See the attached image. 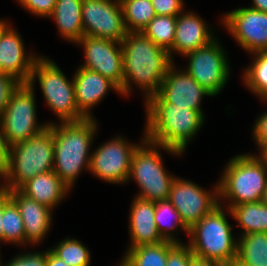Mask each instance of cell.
Segmentation results:
<instances>
[{
    "label": "cell",
    "mask_w": 267,
    "mask_h": 266,
    "mask_svg": "<svg viewBox=\"0 0 267 266\" xmlns=\"http://www.w3.org/2000/svg\"><path fill=\"white\" fill-rule=\"evenodd\" d=\"M35 87L20 84L11 94L10 100L0 117L3 134L9 146L26 141L39 134L52 121L42 124L37 121Z\"/></svg>",
    "instance_id": "9c48e42d"
},
{
    "label": "cell",
    "mask_w": 267,
    "mask_h": 266,
    "mask_svg": "<svg viewBox=\"0 0 267 266\" xmlns=\"http://www.w3.org/2000/svg\"><path fill=\"white\" fill-rule=\"evenodd\" d=\"M175 245L173 242L162 241L126 249L121 262L125 266H167L168 252Z\"/></svg>",
    "instance_id": "cb8c5ba5"
},
{
    "label": "cell",
    "mask_w": 267,
    "mask_h": 266,
    "mask_svg": "<svg viewBox=\"0 0 267 266\" xmlns=\"http://www.w3.org/2000/svg\"><path fill=\"white\" fill-rule=\"evenodd\" d=\"M19 190L27 197L54 211V208L63 202L72 189L54 171H48L28 180Z\"/></svg>",
    "instance_id": "7402d4cb"
},
{
    "label": "cell",
    "mask_w": 267,
    "mask_h": 266,
    "mask_svg": "<svg viewBox=\"0 0 267 266\" xmlns=\"http://www.w3.org/2000/svg\"><path fill=\"white\" fill-rule=\"evenodd\" d=\"M21 83L14 77L0 73V117L10 100L11 94L18 88Z\"/></svg>",
    "instance_id": "d590c367"
},
{
    "label": "cell",
    "mask_w": 267,
    "mask_h": 266,
    "mask_svg": "<svg viewBox=\"0 0 267 266\" xmlns=\"http://www.w3.org/2000/svg\"><path fill=\"white\" fill-rule=\"evenodd\" d=\"M91 151L89 173L111 184H126L131 169L134 151L140 143L128 141L122 135H115Z\"/></svg>",
    "instance_id": "8fae6325"
},
{
    "label": "cell",
    "mask_w": 267,
    "mask_h": 266,
    "mask_svg": "<svg viewBox=\"0 0 267 266\" xmlns=\"http://www.w3.org/2000/svg\"><path fill=\"white\" fill-rule=\"evenodd\" d=\"M252 126V139L258 147L257 154H260L267 147V109L256 118Z\"/></svg>",
    "instance_id": "8d00e7d4"
},
{
    "label": "cell",
    "mask_w": 267,
    "mask_h": 266,
    "mask_svg": "<svg viewBox=\"0 0 267 266\" xmlns=\"http://www.w3.org/2000/svg\"><path fill=\"white\" fill-rule=\"evenodd\" d=\"M47 250L35 252H22L14 256L10 261L1 262V266H46Z\"/></svg>",
    "instance_id": "d6a6232c"
},
{
    "label": "cell",
    "mask_w": 267,
    "mask_h": 266,
    "mask_svg": "<svg viewBox=\"0 0 267 266\" xmlns=\"http://www.w3.org/2000/svg\"><path fill=\"white\" fill-rule=\"evenodd\" d=\"M38 82L42 96L59 122H76L86 119L75 102V86L54 60L41 54L35 60L28 85Z\"/></svg>",
    "instance_id": "ba28073f"
},
{
    "label": "cell",
    "mask_w": 267,
    "mask_h": 266,
    "mask_svg": "<svg viewBox=\"0 0 267 266\" xmlns=\"http://www.w3.org/2000/svg\"><path fill=\"white\" fill-rule=\"evenodd\" d=\"M139 139L141 143L134 151L128 182L138 184L139 193L135 195L148 201L157 202L169 198L171 185L176 175L171 174L163 165L161 149L173 156L183 153L169 147L151 143L146 139L145 131Z\"/></svg>",
    "instance_id": "52a82bcc"
},
{
    "label": "cell",
    "mask_w": 267,
    "mask_h": 266,
    "mask_svg": "<svg viewBox=\"0 0 267 266\" xmlns=\"http://www.w3.org/2000/svg\"><path fill=\"white\" fill-rule=\"evenodd\" d=\"M84 36L122 42L128 31L119 0H83Z\"/></svg>",
    "instance_id": "4fadbf2b"
},
{
    "label": "cell",
    "mask_w": 267,
    "mask_h": 266,
    "mask_svg": "<svg viewBox=\"0 0 267 266\" xmlns=\"http://www.w3.org/2000/svg\"><path fill=\"white\" fill-rule=\"evenodd\" d=\"M156 15L178 16L185 8L183 0H151Z\"/></svg>",
    "instance_id": "74e56055"
},
{
    "label": "cell",
    "mask_w": 267,
    "mask_h": 266,
    "mask_svg": "<svg viewBox=\"0 0 267 266\" xmlns=\"http://www.w3.org/2000/svg\"><path fill=\"white\" fill-rule=\"evenodd\" d=\"M194 259L191 248L186 244H176L169 252L167 266H189Z\"/></svg>",
    "instance_id": "e575fe53"
},
{
    "label": "cell",
    "mask_w": 267,
    "mask_h": 266,
    "mask_svg": "<svg viewBox=\"0 0 267 266\" xmlns=\"http://www.w3.org/2000/svg\"><path fill=\"white\" fill-rule=\"evenodd\" d=\"M229 208L218 205L189 229L188 246L194 257L223 264L237 259L238 239L229 224ZM236 238V239H235Z\"/></svg>",
    "instance_id": "5b68a950"
},
{
    "label": "cell",
    "mask_w": 267,
    "mask_h": 266,
    "mask_svg": "<svg viewBox=\"0 0 267 266\" xmlns=\"http://www.w3.org/2000/svg\"><path fill=\"white\" fill-rule=\"evenodd\" d=\"M128 32H142L156 16L151 0H119Z\"/></svg>",
    "instance_id": "f1b7e54d"
},
{
    "label": "cell",
    "mask_w": 267,
    "mask_h": 266,
    "mask_svg": "<svg viewBox=\"0 0 267 266\" xmlns=\"http://www.w3.org/2000/svg\"><path fill=\"white\" fill-rule=\"evenodd\" d=\"M49 249L68 266H90L91 264L88 246L86 247L76 238L66 237Z\"/></svg>",
    "instance_id": "4dcf8cb0"
},
{
    "label": "cell",
    "mask_w": 267,
    "mask_h": 266,
    "mask_svg": "<svg viewBox=\"0 0 267 266\" xmlns=\"http://www.w3.org/2000/svg\"><path fill=\"white\" fill-rule=\"evenodd\" d=\"M224 266H243V265H241L238 261L235 260L225 264Z\"/></svg>",
    "instance_id": "7dc6e473"
},
{
    "label": "cell",
    "mask_w": 267,
    "mask_h": 266,
    "mask_svg": "<svg viewBox=\"0 0 267 266\" xmlns=\"http://www.w3.org/2000/svg\"><path fill=\"white\" fill-rule=\"evenodd\" d=\"M204 97H214L188 74L183 68L175 66L168 69L157 95L147 103H172L177 106L198 111L205 119L201 103Z\"/></svg>",
    "instance_id": "2e32d148"
},
{
    "label": "cell",
    "mask_w": 267,
    "mask_h": 266,
    "mask_svg": "<svg viewBox=\"0 0 267 266\" xmlns=\"http://www.w3.org/2000/svg\"><path fill=\"white\" fill-rule=\"evenodd\" d=\"M121 44L124 66L121 96H130L136 86L142 91L145 105L157 95L168 69L176 62L172 61L168 50L153 43L142 32H128Z\"/></svg>",
    "instance_id": "6da1fadb"
},
{
    "label": "cell",
    "mask_w": 267,
    "mask_h": 266,
    "mask_svg": "<svg viewBox=\"0 0 267 266\" xmlns=\"http://www.w3.org/2000/svg\"><path fill=\"white\" fill-rule=\"evenodd\" d=\"M237 259L243 266H267V233L238 235Z\"/></svg>",
    "instance_id": "4316f807"
},
{
    "label": "cell",
    "mask_w": 267,
    "mask_h": 266,
    "mask_svg": "<svg viewBox=\"0 0 267 266\" xmlns=\"http://www.w3.org/2000/svg\"><path fill=\"white\" fill-rule=\"evenodd\" d=\"M10 23V21L6 19H0V33L1 31Z\"/></svg>",
    "instance_id": "ee69618b"
},
{
    "label": "cell",
    "mask_w": 267,
    "mask_h": 266,
    "mask_svg": "<svg viewBox=\"0 0 267 266\" xmlns=\"http://www.w3.org/2000/svg\"><path fill=\"white\" fill-rule=\"evenodd\" d=\"M224 265L225 264L218 262V261L204 260V259L194 257V259L192 260L189 266H224Z\"/></svg>",
    "instance_id": "b9f144b4"
},
{
    "label": "cell",
    "mask_w": 267,
    "mask_h": 266,
    "mask_svg": "<svg viewBox=\"0 0 267 266\" xmlns=\"http://www.w3.org/2000/svg\"><path fill=\"white\" fill-rule=\"evenodd\" d=\"M267 163V147L259 154Z\"/></svg>",
    "instance_id": "bcb514c9"
},
{
    "label": "cell",
    "mask_w": 267,
    "mask_h": 266,
    "mask_svg": "<svg viewBox=\"0 0 267 266\" xmlns=\"http://www.w3.org/2000/svg\"><path fill=\"white\" fill-rule=\"evenodd\" d=\"M8 192L22 216L26 241L30 246L42 244L53 226L52 209L27 197L19 189H9Z\"/></svg>",
    "instance_id": "ffe728a7"
},
{
    "label": "cell",
    "mask_w": 267,
    "mask_h": 266,
    "mask_svg": "<svg viewBox=\"0 0 267 266\" xmlns=\"http://www.w3.org/2000/svg\"><path fill=\"white\" fill-rule=\"evenodd\" d=\"M217 38L215 31L194 11L184 10L177 16L173 47L169 50L172 61L174 54L185 56L205 47Z\"/></svg>",
    "instance_id": "ac0fdd59"
},
{
    "label": "cell",
    "mask_w": 267,
    "mask_h": 266,
    "mask_svg": "<svg viewBox=\"0 0 267 266\" xmlns=\"http://www.w3.org/2000/svg\"><path fill=\"white\" fill-rule=\"evenodd\" d=\"M46 266H68L62 259L58 258L49 248L47 249Z\"/></svg>",
    "instance_id": "60d3db41"
},
{
    "label": "cell",
    "mask_w": 267,
    "mask_h": 266,
    "mask_svg": "<svg viewBox=\"0 0 267 266\" xmlns=\"http://www.w3.org/2000/svg\"><path fill=\"white\" fill-rule=\"evenodd\" d=\"M220 23L250 55L267 50V13L239 7L224 13Z\"/></svg>",
    "instance_id": "5bb4252c"
},
{
    "label": "cell",
    "mask_w": 267,
    "mask_h": 266,
    "mask_svg": "<svg viewBox=\"0 0 267 266\" xmlns=\"http://www.w3.org/2000/svg\"><path fill=\"white\" fill-rule=\"evenodd\" d=\"M144 131L151 143L185 153L202 129L205 118L195 110L172 103H146Z\"/></svg>",
    "instance_id": "3957f363"
},
{
    "label": "cell",
    "mask_w": 267,
    "mask_h": 266,
    "mask_svg": "<svg viewBox=\"0 0 267 266\" xmlns=\"http://www.w3.org/2000/svg\"><path fill=\"white\" fill-rule=\"evenodd\" d=\"M168 200L190 229L219 205L218 182L212 189H204L186 178L176 177L171 185Z\"/></svg>",
    "instance_id": "7c38bea8"
},
{
    "label": "cell",
    "mask_w": 267,
    "mask_h": 266,
    "mask_svg": "<svg viewBox=\"0 0 267 266\" xmlns=\"http://www.w3.org/2000/svg\"><path fill=\"white\" fill-rule=\"evenodd\" d=\"M10 195L8 190L0 187V245L3 243V221H2V216H3V211H4V206L10 201Z\"/></svg>",
    "instance_id": "ab89813d"
},
{
    "label": "cell",
    "mask_w": 267,
    "mask_h": 266,
    "mask_svg": "<svg viewBox=\"0 0 267 266\" xmlns=\"http://www.w3.org/2000/svg\"><path fill=\"white\" fill-rule=\"evenodd\" d=\"M155 223L164 241L183 244L181 239H177L179 229L188 236L189 229L185 226L180 214L168 199L155 202Z\"/></svg>",
    "instance_id": "484cf974"
},
{
    "label": "cell",
    "mask_w": 267,
    "mask_h": 266,
    "mask_svg": "<svg viewBox=\"0 0 267 266\" xmlns=\"http://www.w3.org/2000/svg\"><path fill=\"white\" fill-rule=\"evenodd\" d=\"M250 65L244 68L243 84L259 100L267 103V50L252 54Z\"/></svg>",
    "instance_id": "83f0119b"
},
{
    "label": "cell",
    "mask_w": 267,
    "mask_h": 266,
    "mask_svg": "<svg viewBox=\"0 0 267 266\" xmlns=\"http://www.w3.org/2000/svg\"><path fill=\"white\" fill-rule=\"evenodd\" d=\"M54 167L57 176L72 189L84 170L89 171L91 148L99 127L96 117L76 122H51ZM92 145V146H91Z\"/></svg>",
    "instance_id": "7a4b0ae2"
},
{
    "label": "cell",
    "mask_w": 267,
    "mask_h": 266,
    "mask_svg": "<svg viewBox=\"0 0 267 266\" xmlns=\"http://www.w3.org/2000/svg\"><path fill=\"white\" fill-rule=\"evenodd\" d=\"M83 48L84 63L78 67L98 72L109 78L120 90L123 87V52L120 42L83 36L75 46Z\"/></svg>",
    "instance_id": "9a60e30c"
},
{
    "label": "cell",
    "mask_w": 267,
    "mask_h": 266,
    "mask_svg": "<svg viewBox=\"0 0 267 266\" xmlns=\"http://www.w3.org/2000/svg\"><path fill=\"white\" fill-rule=\"evenodd\" d=\"M118 266H125L121 261L119 264H117Z\"/></svg>",
    "instance_id": "c3c4849f"
},
{
    "label": "cell",
    "mask_w": 267,
    "mask_h": 266,
    "mask_svg": "<svg viewBox=\"0 0 267 266\" xmlns=\"http://www.w3.org/2000/svg\"><path fill=\"white\" fill-rule=\"evenodd\" d=\"M251 3L249 8L267 13V0H252Z\"/></svg>",
    "instance_id": "7bdbcfd3"
},
{
    "label": "cell",
    "mask_w": 267,
    "mask_h": 266,
    "mask_svg": "<svg viewBox=\"0 0 267 266\" xmlns=\"http://www.w3.org/2000/svg\"><path fill=\"white\" fill-rule=\"evenodd\" d=\"M3 243L26 246L24 223L16 204L10 200L5 206L2 216Z\"/></svg>",
    "instance_id": "1f68e13d"
},
{
    "label": "cell",
    "mask_w": 267,
    "mask_h": 266,
    "mask_svg": "<svg viewBox=\"0 0 267 266\" xmlns=\"http://www.w3.org/2000/svg\"><path fill=\"white\" fill-rule=\"evenodd\" d=\"M53 167L54 139L49 125L39 134L9 147V162L0 187L19 189L36 175L53 171Z\"/></svg>",
    "instance_id": "8992f818"
},
{
    "label": "cell",
    "mask_w": 267,
    "mask_h": 266,
    "mask_svg": "<svg viewBox=\"0 0 267 266\" xmlns=\"http://www.w3.org/2000/svg\"><path fill=\"white\" fill-rule=\"evenodd\" d=\"M12 26L10 22L0 33V73L27 84L39 54L26 52L22 36Z\"/></svg>",
    "instance_id": "e0dca14e"
},
{
    "label": "cell",
    "mask_w": 267,
    "mask_h": 266,
    "mask_svg": "<svg viewBox=\"0 0 267 266\" xmlns=\"http://www.w3.org/2000/svg\"><path fill=\"white\" fill-rule=\"evenodd\" d=\"M82 2L83 0H57L49 17L54 20L59 36L74 45L84 36Z\"/></svg>",
    "instance_id": "603a6c76"
},
{
    "label": "cell",
    "mask_w": 267,
    "mask_h": 266,
    "mask_svg": "<svg viewBox=\"0 0 267 266\" xmlns=\"http://www.w3.org/2000/svg\"><path fill=\"white\" fill-rule=\"evenodd\" d=\"M224 167L218 180L220 205L230 208L261 201L267 185V163L259 154H238Z\"/></svg>",
    "instance_id": "277c9868"
},
{
    "label": "cell",
    "mask_w": 267,
    "mask_h": 266,
    "mask_svg": "<svg viewBox=\"0 0 267 266\" xmlns=\"http://www.w3.org/2000/svg\"><path fill=\"white\" fill-rule=\"evenodd\" d=\"M261 202L267 206V185H266V187L264 189V193H263Z\"/></svg>",
    "instance_id": "f6af8a7d"
},
{
    "label": "cell",
    "mask_w": 267,
    "mask_h": 266,
    "mask_svg": "<svg viewBox=\"0 0 267 266\" xmlns=\"http://www.w3.org/2000/svg\"><path fill=\"white\" fill-rule=\"evenodd\" d=\"M232 219L236 220L242 233H267V206L261 201L239 204L229 208Z\"/></svg>",
    "instance_id": "d4e9b609"
},
{
    "label": "cell",
    "mask_w": 267,
    "mask_h": 266,
    "mask_svg": "<svg viewBox=\"0 0 267 266\" xmlns=\"http://www.w3.org/2000/svg\"><path fill=\"white\" fill-rule=\"evenodd\" d=\"M57 0H16L18 4L37 17L49 18Z\"/></svg>",
    "instance_id": "836d02e7"
},
{
    "label": "cell",
    "mask_w": 267,
    "mask_h": 266,
    "mask_svg": "<svg viewBox=\"0 0 267 266\" xmlns=\"http://www.w3.org/2000/svg\"><path fill=\"white\" fill-rule=\"evenodd\" d=\"M9 145L2 131L0 122V178L5 174L9 162Z\"/></svg>",
    "instance_id": "f35d334b"
},
{
    "label": "cell",
    "mask_w": 267,
    "mask_h": 266,
    "mask_svg": "<svg viewBox=\"0 0 267 266\" xmlns=\"http://www.w3.org/2000/svg\"><path fill=\"white\" fill-rule=\"evenodd\" d=\"M218 40L184 56L189 61L184 70L214 97L222 93L232 72L226 49Z\"/></svg>",
    "instance_id": "30bf717a"
},
{
    "label": "cell",
    "mask_w": 267,
    "mask_h": 266,
    "mask_svg": "<svg viewBox=\"0 0 267 266\" xmlns=\"http://www.w3.org/2000/svg\"><path fill=\"white\" fill-rule=\"evenodd\" d=\"M130 205L129 236L131 249L140 245L158 244L164 241L155 223V202L134 197Z\"/></svg>",
    "instance_id": "44dd1931"
},
{
    "label": "cell",
    "mask_w": 267,
    "mask_h": 266,
    "mask_svg": "<svg viewBox=\"0 0 267 266\" xmlns=\"http://www.w3.org/2000/svg\"><path fill=\"white\" fill-rule=\"evenodd\" d=\"M177 16L156 15L142 30L153 43L170 50L174 44Z\"/></svg>",
    "instance_id": "f546056e"
},
{
    "label": "cell",
    "mask_w": 267,
    "mask_h": 266,
    "mask_svg": "<svg viewBox=\"0 0 267 266\" xmlns=\"http://www.w3.org/2000/svg\"><path fill=\"white\" fill-rule=\"evenodd\" d=\"M73 76L75 86V102L79 111L86 118H94L92 109L102 102V99L110 90L121 95L120 88L106 78L99 74L83 67H77Z\"/></svg>",
    "instance_id": "d6986e66"
}]
</instances>
